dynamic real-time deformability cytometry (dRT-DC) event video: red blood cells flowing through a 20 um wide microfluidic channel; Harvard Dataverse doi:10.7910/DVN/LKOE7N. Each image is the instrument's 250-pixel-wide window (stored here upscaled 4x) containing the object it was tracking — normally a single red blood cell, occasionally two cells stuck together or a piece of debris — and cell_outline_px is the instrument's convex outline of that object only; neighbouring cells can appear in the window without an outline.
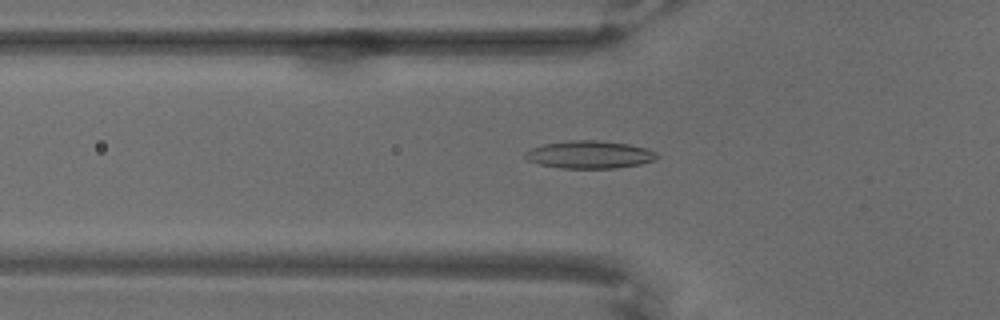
{"species": "common noctule bat (a hibernating species)", "species_latin": "Nyctalus noctula", "temperature_condition": "warm", "stored_images_in_passage": 68, "camera_frame_rate_fps": 3000, "um_per_image_px": 0.085, "animal": {"sex": "male", "body_mass_g": 18.8}, "frame": {"image": 1, "passage_image": 24, "time_ms": 7.667, "image_size_px": [1000, 320], "cell_outline_px": [[660, 156], [656, 160], [640, 164], [616, 168], [560, 168], [540, 164], [528, 160], [524, 156], [524, 152], [532, 148], [544, 144], [568, 140], [596, 140], [628, 144], [644, 148], [656, 152]], "centroid_in_image_um": [50.12, 13.14], "position_along_channel_um": 75.7, "area_um2": 21.21}}
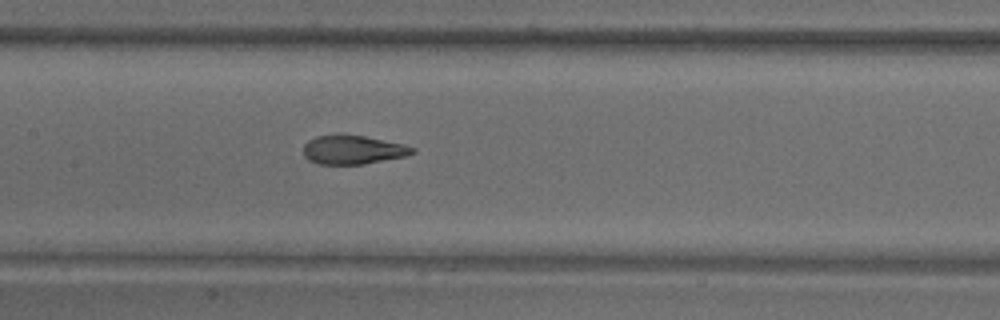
{"frame": {"image": 2, "passage_image": 34, "time_ms": 11.0, "image_size_px": [1000, 320], "cell_outline_px": [[416, 152], [404, 156], [364, 164], [316, 164], [308, 160], [304, 156], [304, 144], [308, 140], [316, 136], [344, 132], [404, 144], [416, 148]], "centroid_in_image_um": [29.96, 12.7], "position_along_channel_um": 177.4, "area_um2": 18.73}}
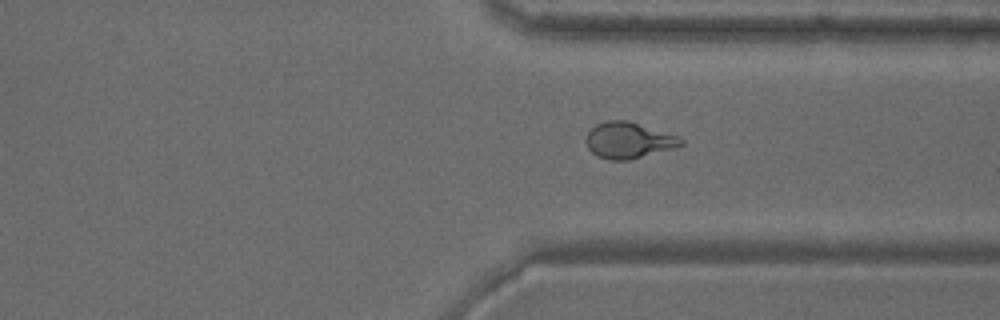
{"frame": {"image": 3, "passage_image": 52, "time_ms": 17.0, "image_size_px": [1000, 320], "cell_outline_px": [[684, 144], [672, 148], [628, 160], [608, 160], [596, 156], [588, 148], [584, 140], [584, 136], [596, 124], [608, 120], [628, 120], [676, 136], [684, 140]], "centroid_in_image_um": [53.35, 11.92], "position_along_channel_um": 358.0, "area_um2": 19.83}}